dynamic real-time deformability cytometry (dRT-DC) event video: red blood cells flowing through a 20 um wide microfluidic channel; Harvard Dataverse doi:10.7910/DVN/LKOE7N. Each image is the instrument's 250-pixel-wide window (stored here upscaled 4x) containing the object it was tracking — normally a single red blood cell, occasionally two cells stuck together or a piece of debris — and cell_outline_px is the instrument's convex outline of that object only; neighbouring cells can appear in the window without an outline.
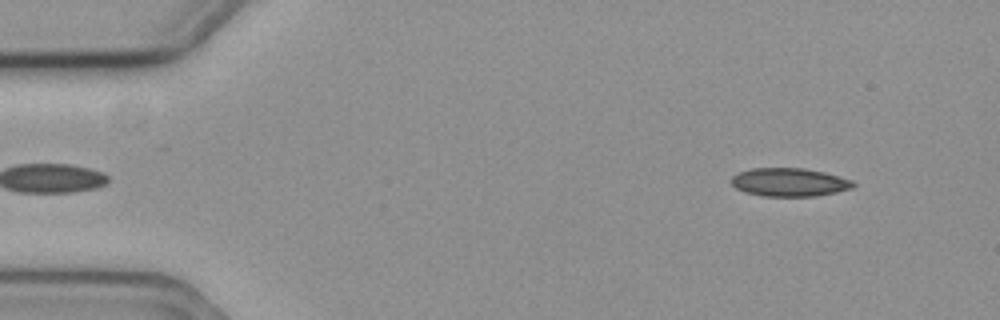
{"species": "common noctule bat (a hibernating species)", "species_latin": "Nyctalus noctula", "temperature_condition": "cold", "stored_images_in_passage": 23, "camera_frame_rate_fps": 3000, "um_per_image_px": 0.085, "animal": {"sex": "female", "body_mass_g": 19.3, "forearm_length_mm": 54.1}, "frame": {"image": 1, "passage_image": 2, "time_ms": 0.333, "image_size_px": [1000, 320], "cell_outline_px": [[856, 184], [852, 188], [836, 192], [816, 196], [764, 196], [744, 192], [736, 188], [728, 180], [732, 176], [740, 172], [752, 168], [804, 168], [824, 172], [840, 176], [852, 180]], "centroid_in_image_um": [67.09, 15.49], "position_along_channel_um": 17.9, "area_um2": 20.23}}
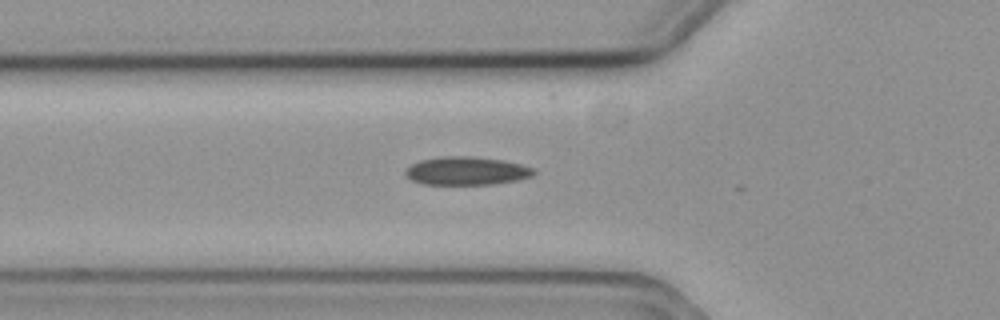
{"frame": {"image": 2, "passage_image": 16, "time_ms": 5.0, "image_size_px": [1000, 320], "cell_outline_px": [[536, 172], [532, 176], [516, 180], [492, 184], [420, 184], [412, 180], [404, 172], [412, 164], [420, 160], [444, 156], [468, 156], [504, 160], [536, 168]], "centroid_in_image_um": [39.68, 14.52], "position_along_channel_um": 86.1, "area_um2": 21.04}}
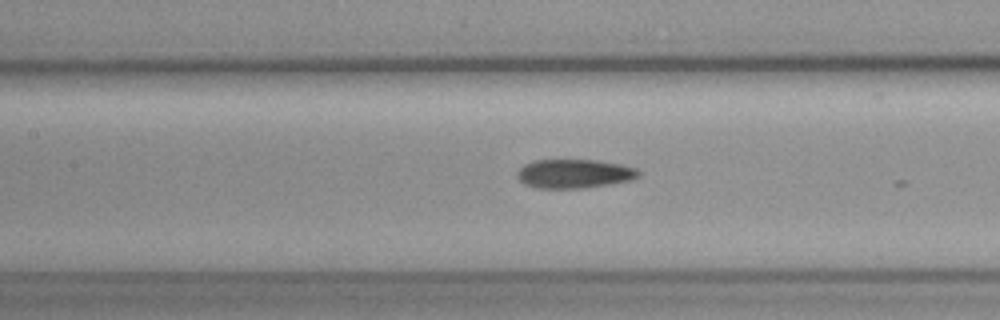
{"frame": {"image": 3, "passage_image": 22, "time_ms": 7.0, "image_size_px": [1000, 320], "cell_outline_px": [[640, 176], [632, 180], [584, 188], [536, 188], [524, 184], [516, 176], [516, 172], [524, 164], [536, 160], [596, 160], [620, 164], [636, 168], [640, 172]], "centroid_in_image_um": [48.8, 14.76], "position_along_channel_um": 158.6, "area_um2": 20.52}}